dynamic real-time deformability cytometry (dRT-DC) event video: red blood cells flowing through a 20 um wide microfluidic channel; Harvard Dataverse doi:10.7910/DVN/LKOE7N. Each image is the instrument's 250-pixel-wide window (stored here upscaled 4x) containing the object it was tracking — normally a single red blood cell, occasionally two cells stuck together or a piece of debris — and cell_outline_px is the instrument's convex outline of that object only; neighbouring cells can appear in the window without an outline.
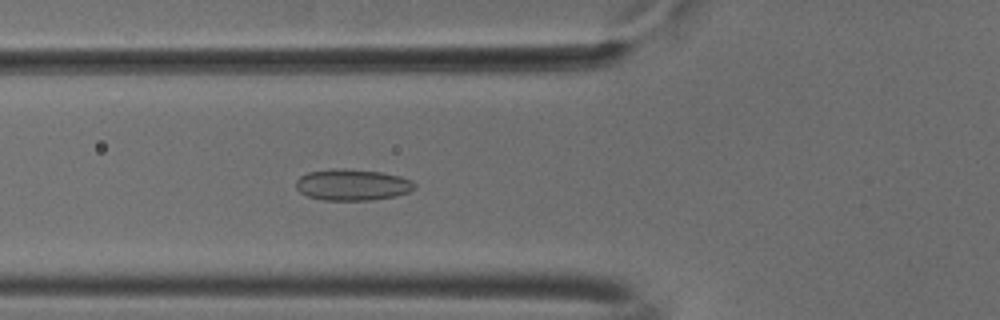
{"species": "common noctule bat (a hibernating species)", "species_latin": "Nyctalus noctula", "temperature_condition": "cold", "stored_images_in_passage": 36, "camera_frame_rate_fps": 3000, "um_per_image_px": 0.085, "animal": {"sex": "male", "body_mass_g": 18.8}, "frame": {"image": 1, "passage_image": 9, "time_ms": 2.667, "image_size_px": [1000, 320], "cell_outline_px": [[416, 188], [408, 192], [396, 196], [372, 200], [324, 200], [308, 196], [300, 192], [296, 188], [296, 180], [300, 176], [308, 172], [332, 168], [344, 168], [380, 172], [400, 176], [412, 180], [416, 184]], "centroid_in_image_um": [29.96, 15.7], "position_along_channel_um": 95.8, "area_um2": 21.79}}
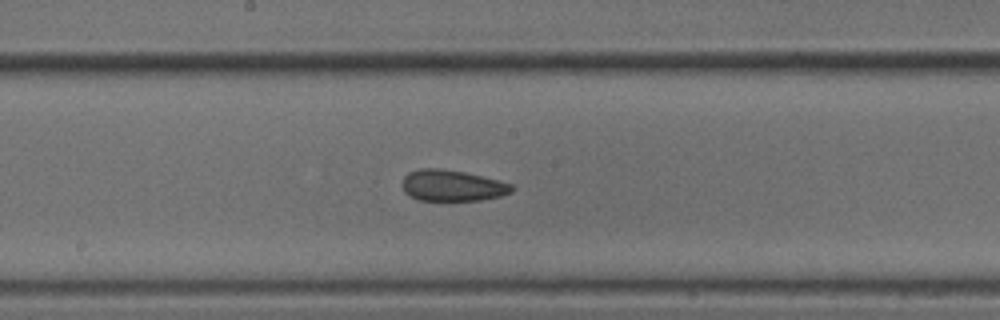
{"frame": {"image": 2, "passage_image": 18, "time_ms": 5.667, "image_size_px": [1000, 320], "cell_outline_px": [[512, 192], [500, 196], [480, 200], [416, 200], [404, 192], [400, 184], [404, 176], [408, 172], [420, 168], [440, 168], [464, 172], [512, 184]], "centroid_in_image_um": [38.36, 15.77], "position_along_channel_um": 209.8, "area_um2": 19.88}}
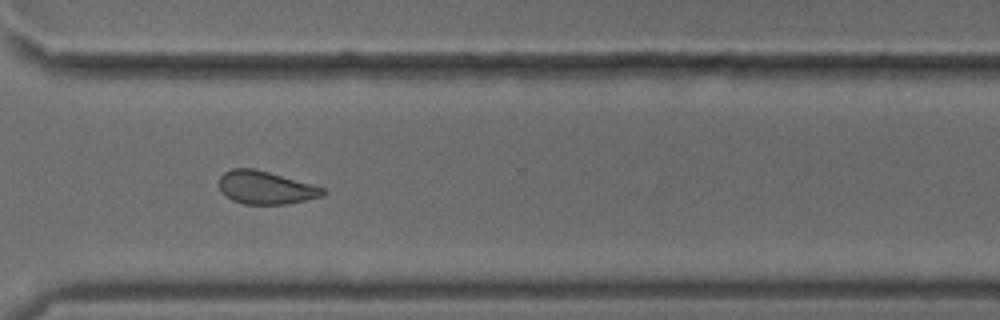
{"frame": {"image": 3, "passage_image": 29, "time_ms": 9.333, "image_size_px": [1000, 320], "cell_outline_px": [[328, 192], [320, 196], [288, 204], [244, 204], [232, 200], [224, 196], [220, 188], [220, 176], [224, 172], [232, 168], [252, 168], [268, 172], [312, 184], [324, 188]], "centroid_in_image_um": [22.56, 15.95], "position_along_channel_um": 348.0, "area_um2": 19.83}, "authors_computed_cell_mechanics": {"area_um2": 20.3745, "velocity_mm_per_s": 3.7774, "shape_relaxation_time_tau1_ms": 7.7622, "shape_relaxation_time_tau2_ms": 2.3694, "deformation_change_tau1": 0.1068, "deformation_change_tau2": 0.0896}}